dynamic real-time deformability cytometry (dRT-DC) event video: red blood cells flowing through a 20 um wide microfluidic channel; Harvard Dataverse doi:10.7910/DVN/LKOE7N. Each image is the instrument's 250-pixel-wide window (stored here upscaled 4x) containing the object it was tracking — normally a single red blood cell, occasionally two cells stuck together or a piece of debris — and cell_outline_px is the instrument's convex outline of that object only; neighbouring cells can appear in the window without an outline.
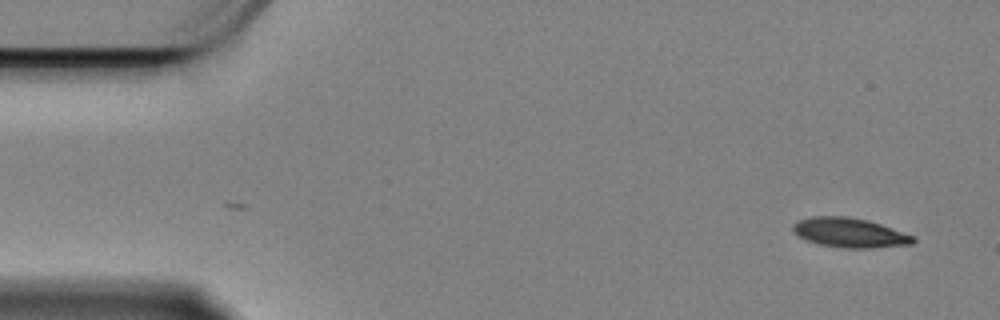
{"species": "Egyptian fruit bat (a non-hibernating species)", "species_latin": "Rousettus aegyptiacus", "temperature_condition": "cold", "stored_images_in_passage": 57, "camera_frame_rate_fps": 3000, "um_per_image_px": 0.085, "animal": {"sex": "female"}, "frame": {"image": 1, "passage_image": 1, "time_ms": 0.0, "image_size_px": [1000, 320], "cell_outline_px": [[916, 240], [912, 244], [872, 248], [844, 248], [820, 244], [808, 240], [800, 236], [792, 228], [792, 224], [800, 220], [812, 216], [844, 216], [868, 220], [916, 236]], "centroid_in_image_um": [72.27, 19.78], "position_along_channel_um": 12.7, "area_um2": 20.52}}
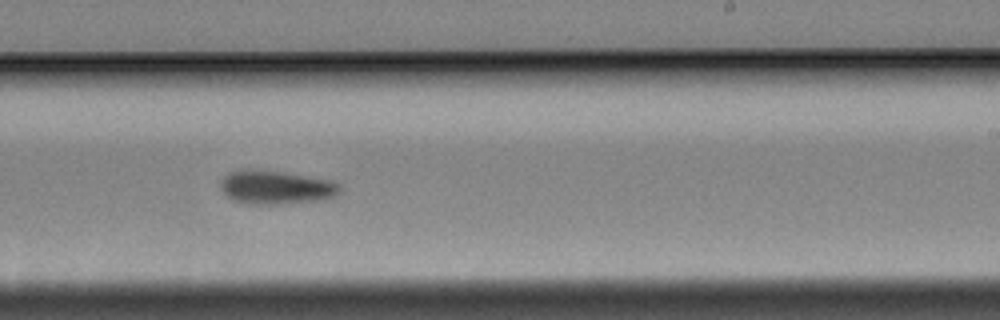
{"frame": {"image": 2, "passage_image": 33, "time_ms": 10.667, "image_size_px": [1000, 320], "cell_outline_px": [[340, 192], [336, 196], [324, 200], [280, 204], [244, 204], [232, 200], [220, 188], [220, 184], [224, 176], [228, 172], [284, 172], [332, 180], [340, 184]], "centroid_in_image_um": [23.53, 15.97], "position_along_channel_um": 265.5, "area_um2": 23.0}}
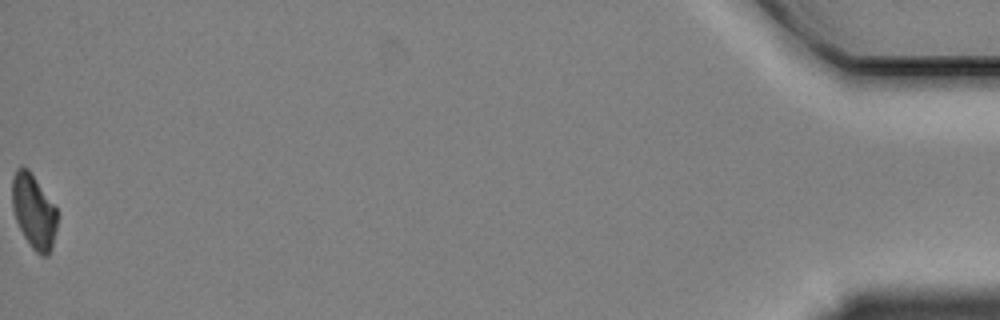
{"frame": {"image": 3, "passage_image": 57, "time_ms": 18.667, "image_size_px": [1000, 320], "cell_outline_px": [[56, 228], [52, 248], [48, 256], [40, 256], [32, 248], [24, 236], [16, 220], [12, 208], [12, 176], [16, 168], [28, 168], [56, 208]], "centroid_in_image_um": [2.85, 17.98], "position_along_channel_um": 432.3, "area_um2": 19.31}, "authors_computed_cell_mechanics": {"area_um2": 21.675, "velocity_mm_per_s": 3.3451, "shape_relaxation_time_tau1_ms": 2.8944, "shape_relaxation_time_tau2_ms": null, "deformation_change_tau1": 0.1342, "deformation_change_tau2": null}}